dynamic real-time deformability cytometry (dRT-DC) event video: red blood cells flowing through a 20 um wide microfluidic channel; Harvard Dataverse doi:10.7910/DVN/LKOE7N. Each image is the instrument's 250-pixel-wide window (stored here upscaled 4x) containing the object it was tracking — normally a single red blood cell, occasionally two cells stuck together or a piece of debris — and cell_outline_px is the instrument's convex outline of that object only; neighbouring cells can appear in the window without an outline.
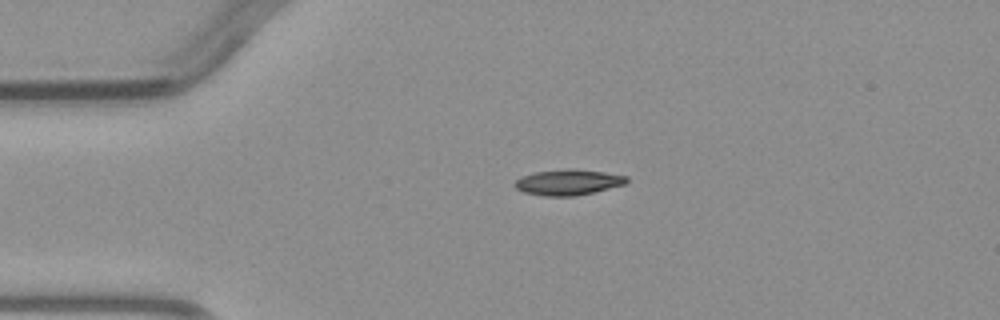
{"species": "common noctule bat (a hibernating species)", "species_latin": "Nyctalus noctula", "temperature_condition": "warm", "stored_images_in_passage": 2, "camera_frame_rate_fps": 3000, "um_per_image_px": 0.085, "animal": {"sex": "male", "body_mass_g": 23.1, "forearm_length_mm": 52.7}, "frame": {"image": 1, "passage_image": 1, "time_ms": 0.0, "image_size_px": [1000, 320], "cell_outline_px": [[628, 180], [624, 184], [592, 192], [572, 196], [544, 196], [524, 192], [516, 188], [512, 184], [516, 180], [524, 176], [536, 172], [564, 168], [572, 168], [604, 172], [628, 176]], "centroid_in_image_um": [48.27, 15.48], "position_along_channel_um": 36.7, "area_um2": 16.59}}